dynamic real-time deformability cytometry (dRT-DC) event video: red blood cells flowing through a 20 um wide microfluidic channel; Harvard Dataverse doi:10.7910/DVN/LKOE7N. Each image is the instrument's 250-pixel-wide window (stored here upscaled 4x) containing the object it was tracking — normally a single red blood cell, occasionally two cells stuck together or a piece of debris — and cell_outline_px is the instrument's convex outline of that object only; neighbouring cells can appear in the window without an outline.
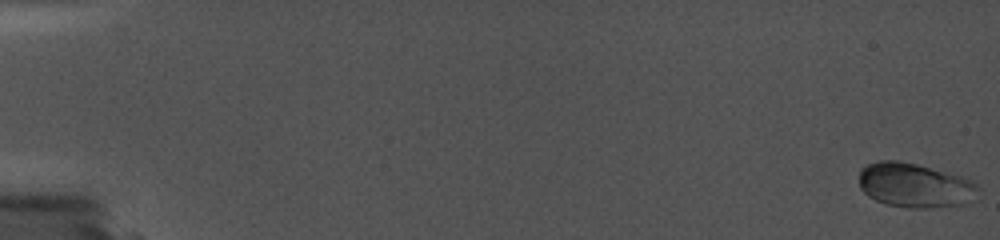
{"species": "common noctule bat (a hibernating species)", "species_latin": "Nyctalus noctula", "temperature_condition": "cold", "stored_images_in_passage": 2, "camera_frame_rate_fps": 5000, "um_per_image_px": 0.085, "animal": {"sex": "female", "body_mass_g": 19.0, "forearm_length_mm": 56.7}, "frame": {"image": 1, "passage_image": 2, "time_ms": 0.6, "image_size_px": [1000, 240], "cell_outline_px": [[980, 188], [976, 200], [964, 204], [928, 208], [908, 208], [888, 204], [876, 200], [868, 196], [860, 188], [860, 168], [876, 160], [892, 156], [960, 176], [972, 180]], "centroid_in_image_um": [77.76, 15.71], "position_along_channel_um": 7.2, "area_um2": 31.73}}